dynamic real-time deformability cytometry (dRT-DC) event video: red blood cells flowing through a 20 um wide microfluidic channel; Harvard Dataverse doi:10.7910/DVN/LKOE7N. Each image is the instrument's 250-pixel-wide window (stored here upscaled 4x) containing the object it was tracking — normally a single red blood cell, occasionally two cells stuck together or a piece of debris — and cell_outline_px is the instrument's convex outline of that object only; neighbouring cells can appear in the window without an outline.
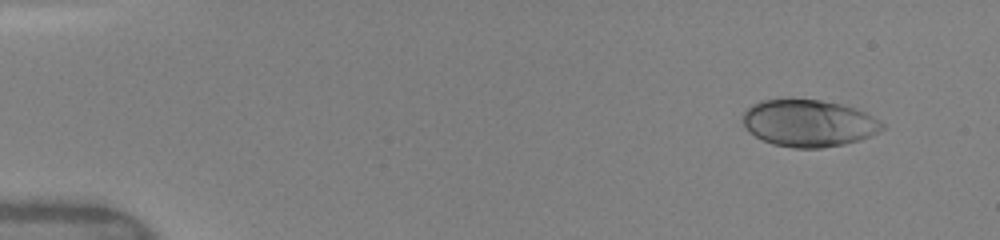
{"species": "human", "species_latin": "Homo sapiens", "temperature_condition": "warm", "stored_images_in_passage": 21, "camera_frame_rate_fps": 3000, "um_per_image_px": 0.085, "donor": {"sex": "female"}, "frame": {"image": 1, "passage_image": 1, "time_ms": 0.0, "image_size_px": [1000, 240], "cell_outline_px": [[884, 128], [860, 140], [844, 144], [820, 148], [792, 148], [772, 144], [748, 132], [744, 128], [740, 120], [744, 112], [752, 104], [760, 100], [784, 96], [820, 100], [840, 104], [856, 108], [864, 112], [884, 124]], "centroid_in_image_um": [68.64, 10.43], "position_along_channel_um": 16.4, "area_um2": 38.9}}
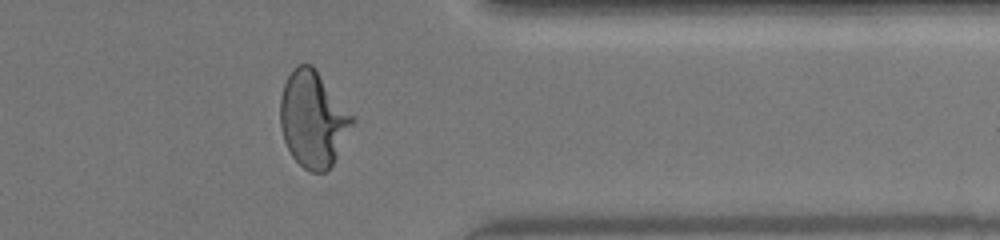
{"frame": {"image": 2, "passage_image": 17, "time_ms": 12.0, "image_size_px": [1000, 240], "cell_outline_px": [[356, 120], [332, 164], [324, 172], [312, 172], [304, 168], [292, 156], [284, 140], [280, 124], [280, 96], [284, 84], [288, 76], [296, 64], [312, 64], [316, 68], [356, 116]], "centroid_in_image_um": [26.63, 10.08], "position_along_channel_um": 384.8, "area_um2": 40.63}}
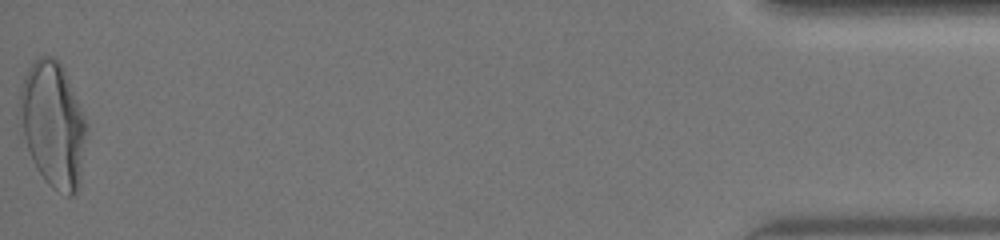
{"frame": {"image": 3, "passage_image": 21, "time_ms": 15.0, "image_size_px": [1000, 240], "cell_outline_px": [[88, 128], [80, 184], [76, 192], [72, 196], [68, 196], [52, 188], [44, 180], [36, 168], [28, 148], [16, 116], [20, 88], [24, 76], [28, 68], [40, 56], [52, 56], [64, 68], [88, 124]], "centroid_in_image_um": [4.5, 10.59], "position_along_channel_um": 430.7, "area_um2": 49.53}, "authors_computed_cell_mechanics": {"area_um2": 38.0324, "velocity_mm_per_s": 4.1271, "shape_relaxation_time_tau1_ms": 4.9023, "shape_relaxation_time_tau2_ms": null, "deformation_change_tau1": 0.2011, "deformation_change_tau2": null}}